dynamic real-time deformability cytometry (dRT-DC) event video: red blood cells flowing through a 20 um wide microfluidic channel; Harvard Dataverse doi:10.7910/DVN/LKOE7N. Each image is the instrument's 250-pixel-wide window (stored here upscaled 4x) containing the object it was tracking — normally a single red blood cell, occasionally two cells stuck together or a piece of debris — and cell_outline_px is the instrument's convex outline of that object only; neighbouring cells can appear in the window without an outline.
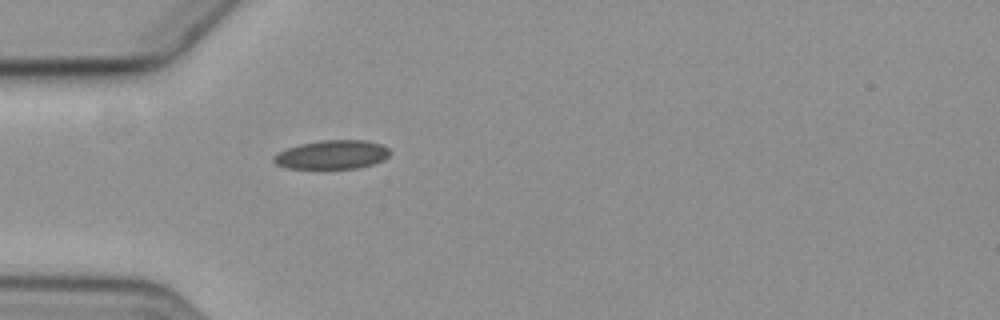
{"species": "common noctule bat (a hibernating species)", "species_latin": "Nyctalus noctula", "temperature_condition": "cold", "stored_images_in_passage": 1, "camera_frame_rate_fps": 3000, "um_per_image_px": 0.085, "animal": {"sex": "female", "body_mass_g": 19.3, "forearm_length_mm": 54.1}, "frame": {"image": 1, "passage_image": 1, "time_ms": 0.0, "image_size_px": [1000, 320], "cell_outline_px": [[392, 152], [384, 160], [372, 164], [356, 168], [288, 168], [276, 164], [272, 160], [272, 156], [288, 148], [300, 144], [320, 140], [364, 140], [380, 144], [388, 148]], "centroid_in_image_um": [28.24, 13.14], "position_along_channel_um": 56.8, "area_um2": 19.42}}